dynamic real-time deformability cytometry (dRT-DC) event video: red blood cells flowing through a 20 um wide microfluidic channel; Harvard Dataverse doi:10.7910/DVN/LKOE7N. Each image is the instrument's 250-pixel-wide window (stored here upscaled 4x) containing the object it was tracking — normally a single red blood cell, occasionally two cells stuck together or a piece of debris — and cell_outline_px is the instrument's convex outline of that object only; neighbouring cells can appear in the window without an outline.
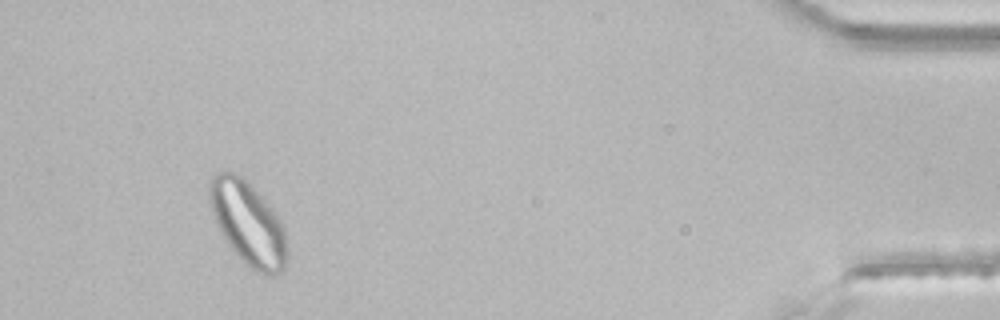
{"species": "common noctule bat (a hibernating species)", "species_latin": "Nyctalus noctula", "temperature_condition": "room temperature", "stored_images_in_passage": 42, "segment_of_instrument_passage": [2, 2], "camera_frame_rate_fps": 3000, "um_per_image_px": 0.085, "animal": {"sex": "male", "body_mass_g": 21.5, "forearm_length_mm": 52.0}, "frame": {"image": 1, "passage_image": 39, "time_ms": 12.667, "image_size_px": [1000, 320], "cell_outline_px": [[288, 256], [284, 272], [272, 276], [256, 272], [224, 240], [220, 232], [212, 212], [208, 196], [208, 188], [212, 176], [216, 172], [228, 168], [240, 172], [272, 208], [284, 224], [288, 248]], "centroid_in_image_um": [21.1, 18.92], "position_along_channel_um": 414.1, "area_um2": 38.55}}